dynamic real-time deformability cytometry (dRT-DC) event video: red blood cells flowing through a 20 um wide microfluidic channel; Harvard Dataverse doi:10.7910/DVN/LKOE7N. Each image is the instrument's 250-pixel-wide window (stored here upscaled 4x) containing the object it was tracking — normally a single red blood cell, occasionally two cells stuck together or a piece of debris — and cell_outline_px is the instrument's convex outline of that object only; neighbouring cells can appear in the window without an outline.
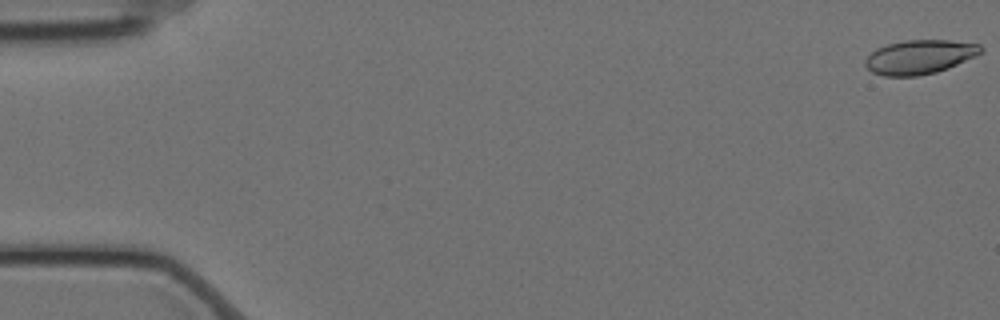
{"species": "Egyptian fruit bat (a non-hibernating species)", "species_latin": "Rousettus aegyptiacus", "temperature_condition": "cold", "stored_images_in_passage": 58, "camera_frame_rate_fps": 3000, "um_per_image_px": 0.085, "animal": {"sex": "female"}, "frame": {"image": 1, "passage_image": 1, "time_ms": 0.0, "image_size_px": [1000, 320], "cell_outline_px": [[984, 48], [976, 56], [948, 68], [936, 72], [916, 76], [884, 76], [872, 72], [864, 64], [864, 60], [876, 48], [888, 44], [904, 40], [948, 40], [980, 44]], "centroid_in_image_um": [78.16, 4.84], "position_along_channel_um": 6.8, "area_um2": 22.95}}
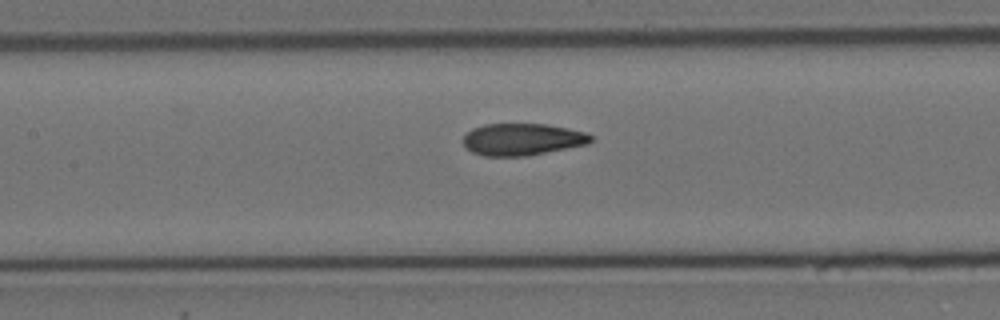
{"frame": {"image": 2, "passage_image": 27, "time_ms": 8.667, "image_size_px": [1000, 320], "cell_outline_px": [[592, 140], [588, 144], [528, 156], [484, 156], [472, 152], [464, 148], [464, 136], [472, 128], [484, 124], [544, 124], [568, 128], [584, 132], [592, 136]], "centroid_in_image_um": [44.37, 11.85], "position_along_channel_um": 163.0, "area_um2": 23.81}}
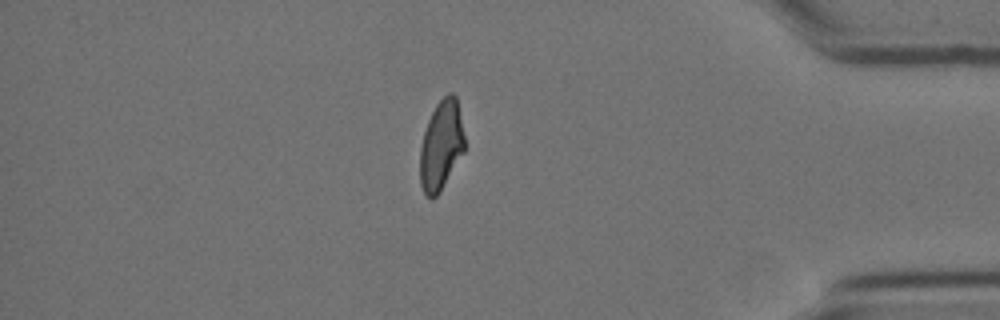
{"frame": {"image": 3, "passage_image": 50, "time_ms": 16.333, "image_size_px": [1000, 320], "cell_outline_px": [[464, 152], [440, 192], [432, 200], [424, 192], [420, 184], [420, 148], [424, 132], [428, 120], [436, 104], [448, 92], [452, 92], [456, 96], [464, 136]], "centroid_in_image_um": [37.49, 12.37], "position_along_channel_um": 397.7, "area_um2": 23.18}}